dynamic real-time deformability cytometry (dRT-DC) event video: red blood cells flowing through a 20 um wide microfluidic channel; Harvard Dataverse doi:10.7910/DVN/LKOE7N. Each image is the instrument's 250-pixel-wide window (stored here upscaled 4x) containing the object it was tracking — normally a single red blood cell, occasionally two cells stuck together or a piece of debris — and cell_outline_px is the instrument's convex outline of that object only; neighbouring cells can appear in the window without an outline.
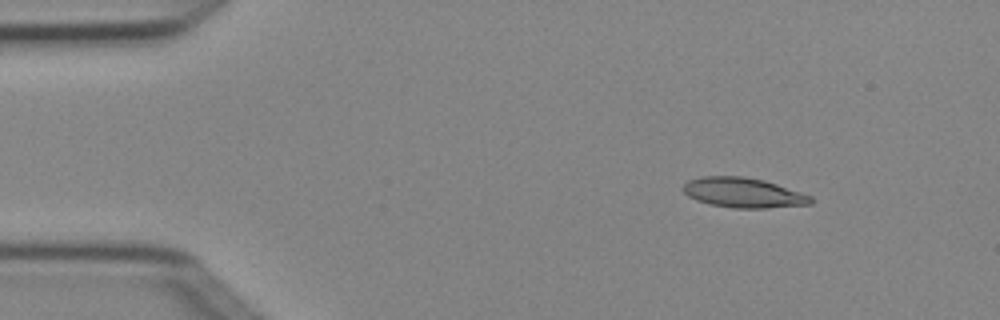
{"species": "Egyptian fruit bat (a non-hibernating species)", "species_latin": "Rousettus aegyptiacus", "temperature_condition": "cold", "stored_images_in_passage": 3, "camera_frame_rate_fps": 3000, "um_per_image_px": 0.085, "animal": {"sex": "female"}, "frame": {"image": 1, "passage_image": 2, "time_ms": 0.333, "image_size_px": [1000, 320], "cell_outline_px": [[812, 204], [768, 208], [736, 208], [712, 204], [696, 200], [688, 196], [680, 188], [688, 180], [700, 176], [744, 176], [764, 180], [812, 196]], "centroid_in_image_um": [63.15, 16.37], "position_along_channel_um": 21.8, "area_um2": 22.25}}